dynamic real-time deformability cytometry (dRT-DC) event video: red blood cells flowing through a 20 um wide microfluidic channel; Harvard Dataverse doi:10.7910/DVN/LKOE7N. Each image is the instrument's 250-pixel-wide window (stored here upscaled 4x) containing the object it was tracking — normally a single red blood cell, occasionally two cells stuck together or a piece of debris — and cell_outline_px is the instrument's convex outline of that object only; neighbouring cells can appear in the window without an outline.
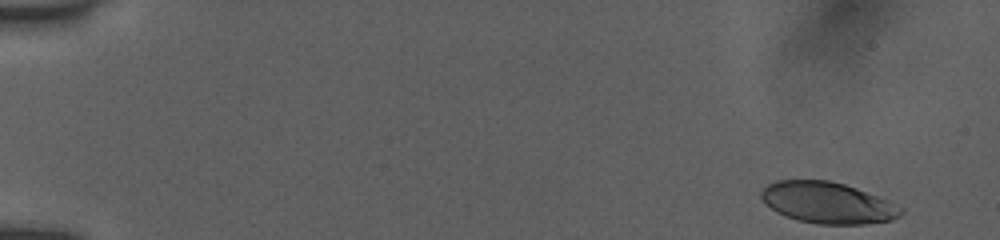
{"species": "human", "species_latin": "Homo sapiens", "temperature_condition": "room temperature", "stored_images_in_passage": 51, "camera_frame_rate_fps": 3000, "um_per_image_px": 0.085, "donor": {"sex": "female"}, "frame": {"image": 1, "passage_image": 1, "time_ms": 0.0, "image_size_px": [1000, 240], "cell_outline_px": [[904, 212], [900, 216], [892, 220], [864, 224], [816, 224], [800, 220], [776, 212], [764, 204], [760, 196], [760, 192], [768, 184], [776, 180], [828, 180], [844, 184], [856, 188], [888, 200], [904, 208]], "centroid_in_image_um": [70.35, 17.23], "position_along_channel_um": 14.6, "area_um2": 33.7}}
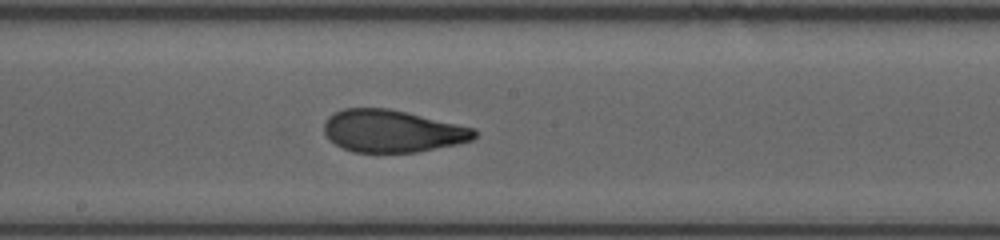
{"frame": {"image": 2, "passage_image": 28, "time_ms": 9.0, "image_size_px": [1000, 240], "cell_outline_px": [[480, 132], [472, 140], [456, 144], [416, 152], [352, 152], [336, 144], [324, 132], [324, 124], [328, 116], [344, 108], [388, 108], [476, 128]], "centroid_in_image_um": [33.37, 11.14], "position_along_channel_um": 214.8, "area_um2": 36.88}}
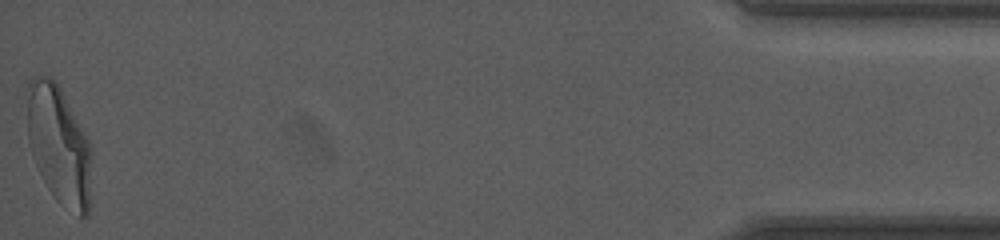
{"frame": {"image": 3, "passage_image": 51, "time_ms": 16.667, "image_size_px": [1000, 240], "cell_outline_px": [[92, 152], [88, 216], [80, 216], [60, 204], [56, 200], [48, 188], [36, 164], [28, 140], [28, 80], [36, 76], [52, 76], [56, 80], [88, 140]], "centroid_in_image_um": [5.02, 12.32], "position_along_channel_um": 430.2, "area_um2": 44.04}, "authors_computed_cell_mechanics": {"area_um2": 37.57, "velocity_mm_per_s": 3.9134, "shape_relaxation_time_tau1_ms": 6.7602, "shape_relaxation_time_tau2_ms": 0.814, "deformation_change_tau1": 0.2492, "deformation_change_tau2": 0.069}}